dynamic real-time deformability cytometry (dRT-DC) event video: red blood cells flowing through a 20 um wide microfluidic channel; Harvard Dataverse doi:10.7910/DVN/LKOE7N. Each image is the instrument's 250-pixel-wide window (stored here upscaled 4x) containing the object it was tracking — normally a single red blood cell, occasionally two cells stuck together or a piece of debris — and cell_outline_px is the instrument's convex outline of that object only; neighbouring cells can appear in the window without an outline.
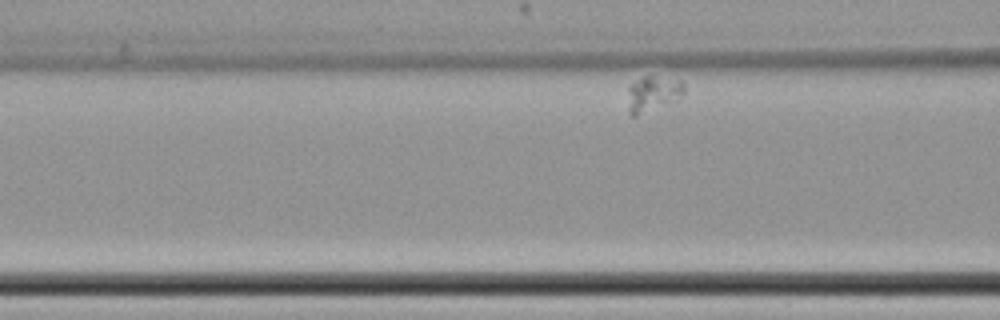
{"species": "common noctule bat (a hibernating species)", "species_latin": "Nyctalus noctula", "temperature_condition": "cold", "stored_images_in_passage": 39, "camera_frame_rate_fps": 3000, "um_per_image_px": 0.085, "animal": {"sex": "female", "body_mass_g": 22.7, "forearm_length_mm": 54.2}, "frame": {"image": 1, "passage_image": 6, "time_ms": 1.667, "image_size_px": [1000, 320], "cell_outline_px": [[684, 92], [676, 100], [668, 104], [636, 116], [632, 116], [628, 112], [628, 88], [632, 84], [644, 76], [652, 76], [680, 80], [684, 84]], "centroid_in_image_um": [55.48, 7.98], "position_along_channel_um": 111.1, "area_um2": 11.56}}